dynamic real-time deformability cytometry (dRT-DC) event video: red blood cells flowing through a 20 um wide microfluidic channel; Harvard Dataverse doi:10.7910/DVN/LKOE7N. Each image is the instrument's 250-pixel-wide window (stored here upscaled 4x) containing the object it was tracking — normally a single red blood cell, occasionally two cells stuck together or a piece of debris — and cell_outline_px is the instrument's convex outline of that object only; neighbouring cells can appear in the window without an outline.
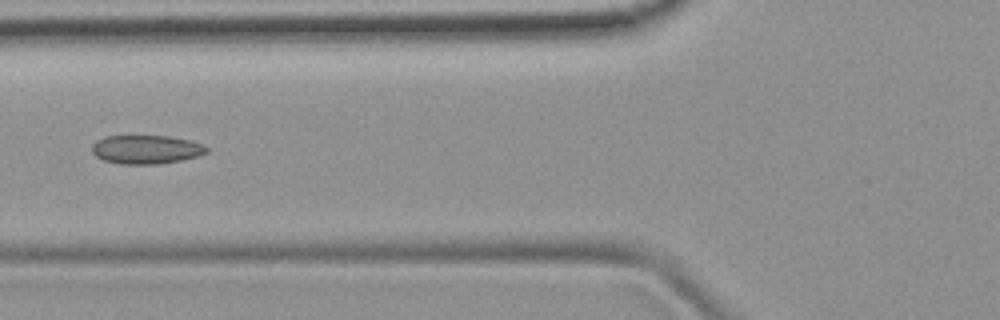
{"species": "common noctule bat (a hibernating species)", "species_latin": "Nyctalus noctula", "temperature_condition": "room temperature", "stored_images_in_passage": 6, "camera_frame_rate_fps": 3000, "um_per_image_px": 0.085, "animal": {"sex": "female", "body_mass_g": 19.9}, "frame": {"image": 1, "passage_image": 6, "time_ms": 5.667, "image_size_px": [1000, 320], "cell_outline_px": [[208, 152], [200, 156], [160, 164], [124, 164], [104, 160], [96, 156], [92, 152], [92, 144], [96, 140], [104, 136], [168, 136], [188, 140], [204, 144], [208, 148]], "centroid_in_image_um": [12.44, 12.7], "position_along_channel_um": 113.4, "area_um2": 19.25}}